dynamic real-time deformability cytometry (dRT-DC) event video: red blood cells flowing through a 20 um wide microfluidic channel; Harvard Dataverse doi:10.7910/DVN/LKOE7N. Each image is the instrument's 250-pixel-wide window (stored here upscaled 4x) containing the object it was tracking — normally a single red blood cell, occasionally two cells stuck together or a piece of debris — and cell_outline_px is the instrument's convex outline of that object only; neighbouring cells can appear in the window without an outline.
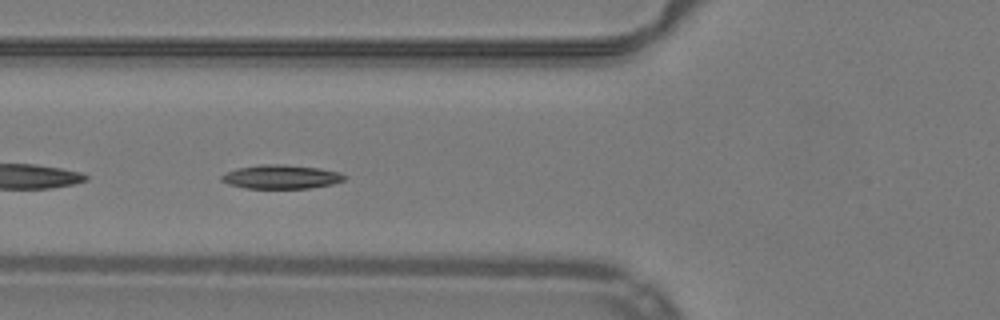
{"species": "common noctule bat (a hibernating species)", "species_latin": "Nyctalus noctula", "temperature_condition": "warm", "stored_images_in_passage": 48, "segment_of_instrument_passage": [2, 2], "camera_frame_rate_fps": 3000, "um_per_image_px": 0.085, "animal": {"sex": "male", "body_mass_g": 19.2, "forearm_length_mm": 51.8}, "frame": {"image": 1, "passage_image": 16, "time_ms": 5.0, "image_size_px": [1000, 320], "cell_outline_px": [[348, 176], [344, 180], [332, 184], [308, 188], [248, 188], [228, 184], [220, 180], [220, 176], [228, 172], [240, 168], [260, 164], [284, 164], [320, 168], [340, 172]], "centroid_in_image_um": [23.93, 15.02], "position_along_channel_um": 101.9, "area_um2": 17.05}}
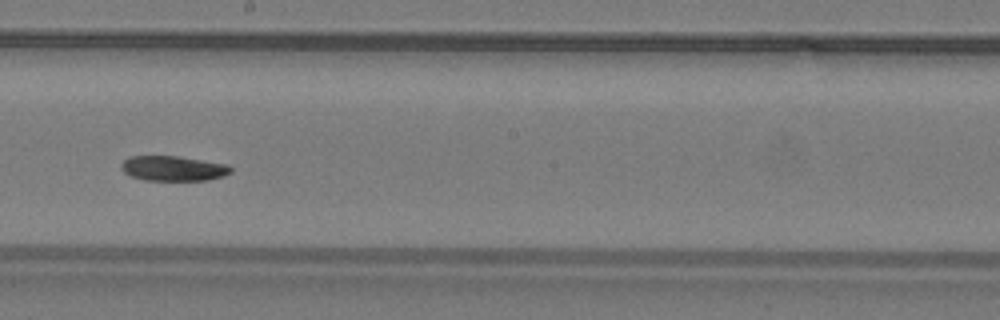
{"frame": {"image": 2, "passage_image": 26, "time_ms": 8.333, "image_size_px": [1000, 320], "cell_outline_px": [[232, 172], [224, 176], [208, 180], [144, 180], [132, 176], [124, 172], [120, 168], [120, 164], [128, 156], [176, 156], [228, 164], [232, 168]], "centroid_in_image_um": [14.73, 14.31], "position_along_channel_um": 233.5, "area_um2": 16.01}}
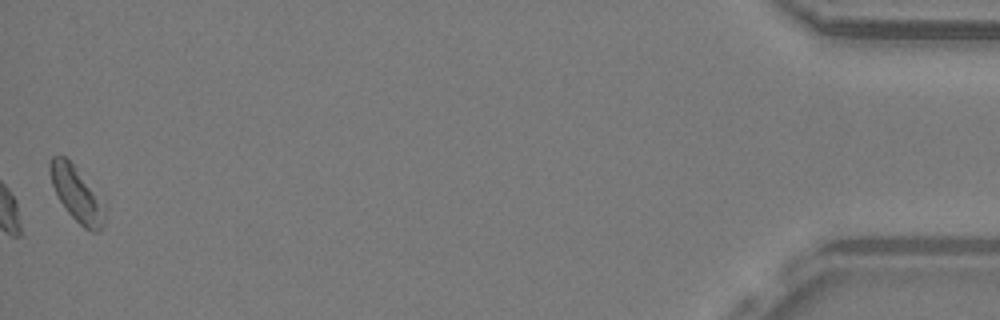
{"frame": {"image": 3, "passage_image": 48, "time_ms": 15.667, "image_size_px": [1000, 320], "cell_outline_px": [[104, 224], [96, 232], [92, 232], [84, 228], [68, 212], [60, 200], [52, 184], [48, 168], [48, 164], [52, 156], [64, 156], [72, 164], [104, 204]], "centroid_in_image_um": [6.49, 16.5], "position_along_channel_um": 428.7, "area_um2": 16.76}}